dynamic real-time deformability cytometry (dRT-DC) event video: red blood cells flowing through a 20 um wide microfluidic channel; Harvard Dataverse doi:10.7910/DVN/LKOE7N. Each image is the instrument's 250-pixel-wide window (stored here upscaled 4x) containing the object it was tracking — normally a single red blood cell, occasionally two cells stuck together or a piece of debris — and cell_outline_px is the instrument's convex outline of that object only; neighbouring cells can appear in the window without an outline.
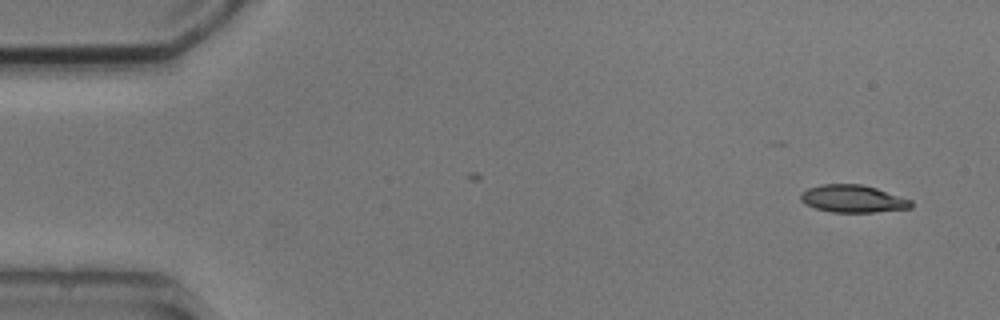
{"species": "common noctule bat (a hibernating species)", "species_latin": "Nyctalus noctula", "temperature_condition": "cold", "stored_images_in_passage": 2, "camera_frame_rate_fps": 3000, "um_per_image_px": 0.085, "animal": {"sex": "male", "body_mass_g": 20.5, "forearm_length_mm": 52.5}, "frame": {"image": 1, "passage_image": 2, "time_ms": 1.0, "image_size_px": [1000, 320], "cell_outline_px": [[912, 208], [876, 212], [832, 212], [816, 208], [804, 204], [800, 200], [800, 192], [808, 188], [820, 184], [860, 184], [876, 188], [912, 200]], "centroid_in_image_um": [72.47, 16.89], "position_along_channel_um": 12.5, "area_um2": 17.74}}